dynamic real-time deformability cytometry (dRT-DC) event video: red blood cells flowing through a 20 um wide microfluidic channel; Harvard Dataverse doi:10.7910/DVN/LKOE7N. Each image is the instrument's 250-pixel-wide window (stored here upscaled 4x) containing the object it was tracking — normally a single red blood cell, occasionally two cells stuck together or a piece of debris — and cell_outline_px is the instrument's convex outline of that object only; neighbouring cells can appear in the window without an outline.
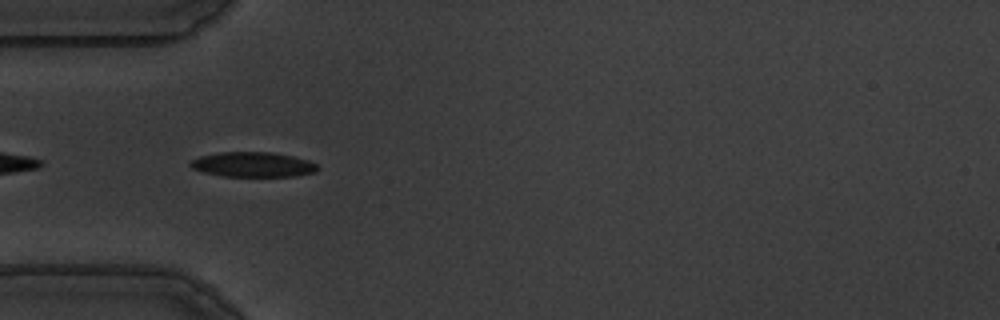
{"species": "common noctule bat (a hibernating species)", "species_latin": "Nyctalus noctula", "temperature_condition": "warm", "stored_images_in_passage": 40, "camera_frame_rate_fps": 3000, "um_per_image_px": 0.085, "animal": {"sex": "male", "body_mass_g": 19.5, "forearm_length_mm": 54.6}, "frame": {"image": 1, "passage_image": 2, "time_ms": 0.333, "image_size_px": [1000, 320], "cell_outline_px": [[320, 168], [316, 172], [296, 176], [224, 176], [204, 172], [192, 168], [188, 164], [192, 160], [200, 156], [220, 152], [272, 152], [292, 156], [308, 160], [316, 164]], "centroid_in_image_um": [21.52, 13.98], "position_along_channel_um": 63.5, "area_um2": 18.44}}
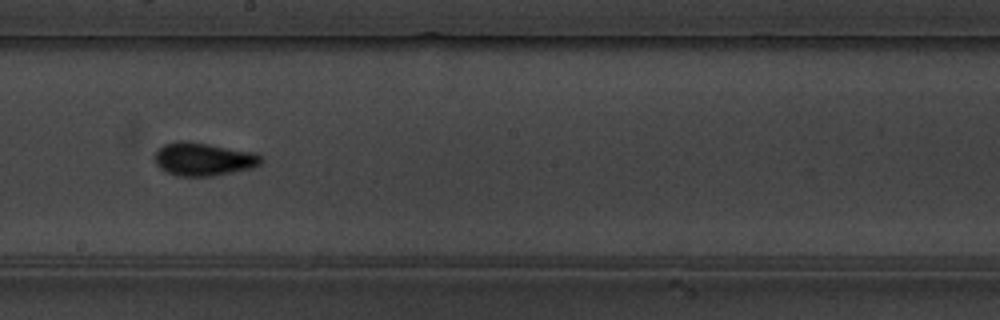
{"frame": {"image": 2, "passage_image": 16, "time_ms": 5.0, "image_size_px": [1000, 320], "cell_outline_px": [[264, 160], [260, 164], [252, 168], [212, 176], [176, 176], [160, 168], [156, 164], [152, 156], [164, 144], [176, 140], [188, 140], [252, 152], [260, 156]], "centroid_in_image_um": [17.25, 13.52], "position_along_channel_um": 231.0, "area_um2": 20.63}}
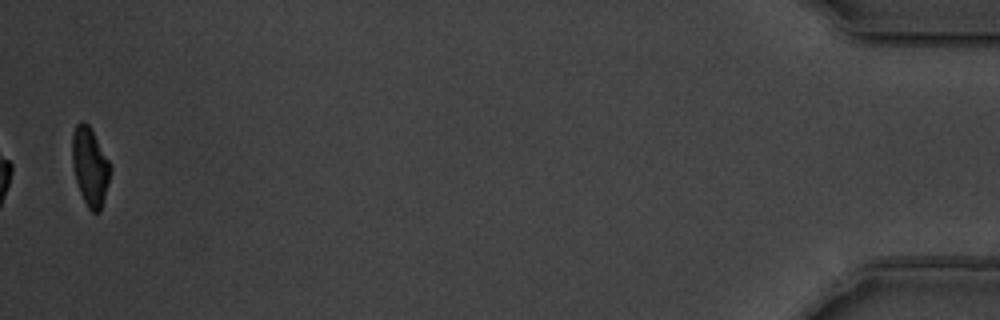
{"frame": {"image": 3, "passage_image": 40, "time_ms": 13.0, "image_size_px": [1000, 320], "cell_outline_px": [[112, 168], [108, 184], [100, 212], [92, 212], [88, 208], [80, 192], [76, 180], [72, 164], [72, 136], [76, 124], [80, 120], [84, 120], [88, 124], [112, 164]], "centroid_in_image_um": [7.66, 14.13], "position_along_channel_um": 427.5, "area_um2": 17.51}, "authors_computed_cell_mechanics": {"area_um2": 19.0451, "velocity_mm_per_s": 3.6017, "shape_relaxation_time_tau1_ms": 3.7191, "shape_relaxation_time_tau2_ms": 1.3828, "deformation_change_tau1": 0.1402, "deformation_change_tau2": 0.0763}}